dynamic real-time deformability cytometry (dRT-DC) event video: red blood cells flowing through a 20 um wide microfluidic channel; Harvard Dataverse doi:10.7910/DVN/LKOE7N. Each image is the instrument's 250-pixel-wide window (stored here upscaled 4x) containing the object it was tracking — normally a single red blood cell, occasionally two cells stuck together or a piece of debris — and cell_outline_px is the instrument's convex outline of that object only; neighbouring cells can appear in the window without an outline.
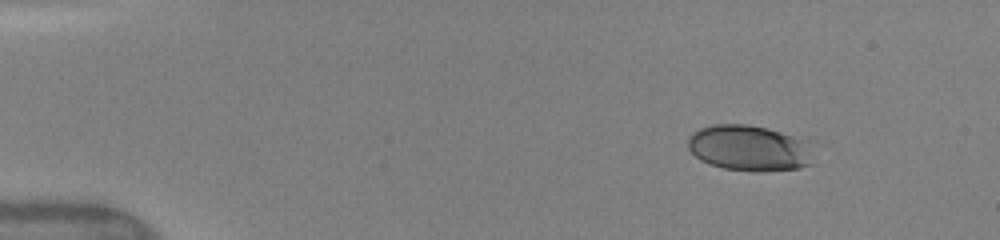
{"species": "human", "species_latin": "Homo sapiens", "temperature_condition": "warm", "stored_images_in_passage": 5, "camera_frame_rate_fps": 3000, "um_per_image_px": 0.085, "donor": {"sex": "female"}, "frame": {"image": 1, "passage_image": 1, "time_ms": 0.0, "image_size_px": [1000, 240], "cell_outline_px": [[812, 164], [800, 168], [760, 172], [752, 172], [724, 168], [708, 164], [700, 160], [688, 148], [688, 136], [692, 132], [700, 128], [712, 124], [748, 124], [768, 128], [792, 136], [800, 140]], "centroid_in_image_um": [63.53, 12.59], "position_along_channel_um": 21.5, "area_um2": 32.95}}
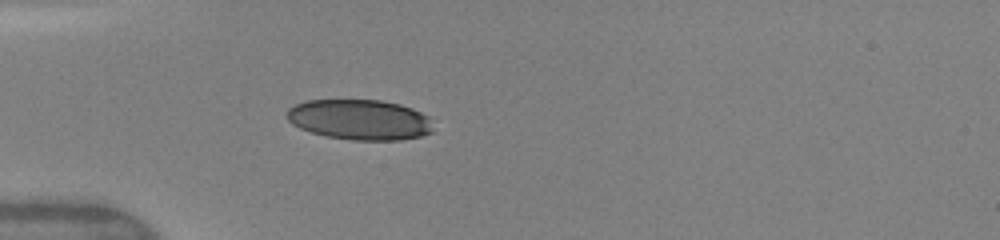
{"frame": {"image": 2, "passage_image": 5, "time_ms": 3.0, "image_size_px": [1000, 240], "cell_outline_px": [[432, 132], [420, 136], [400, 140], [352, 140], [324, 136], [300, 128], [292, 124], [288, 120], [288, 108], [304, 100], [380, 100], [400, 104], [412, 108], [428, 116]], "centroid_in_image_um": [30.56, 10.17], "position_along_channel_um": 54.4, "area_um2": 34.33}}